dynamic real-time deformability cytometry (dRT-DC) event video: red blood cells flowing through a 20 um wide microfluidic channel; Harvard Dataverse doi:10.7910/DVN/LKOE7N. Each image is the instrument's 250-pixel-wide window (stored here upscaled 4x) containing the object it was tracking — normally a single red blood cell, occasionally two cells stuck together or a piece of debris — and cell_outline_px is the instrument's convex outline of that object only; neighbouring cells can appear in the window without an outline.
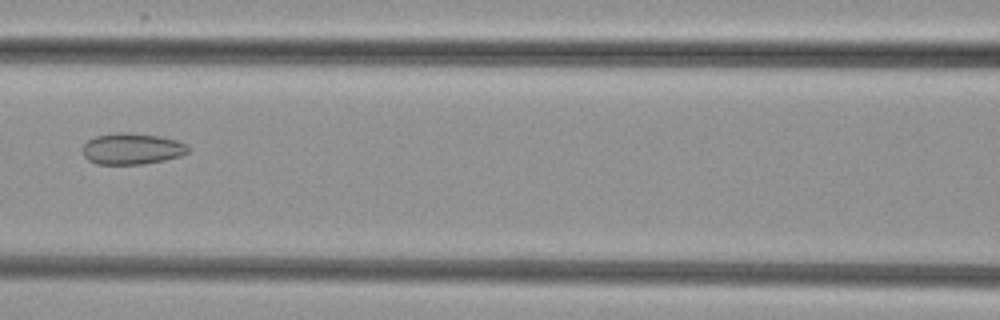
{"species": "common noctule bat (a hibernating species)", "species_latin": "Nyctalus noctula", "temperature_condition": "cold", "stored_images_in_passage": 5, "camera_frame_rate_fps": 3000, "um_per_image_px": 0.085, "animal": {"sex": "female", "body_mass_g": 29.2, "forearm_length_mm": 56.3}, "frame": {"image": 1, "passage_image": 4, "time_ms": 3.667, "image_size_px": [1000, 320], "cell_outline_px": [[192, 148], [188, 152], [180, 156], [164, 160], [144, 164], [96, 164], [88, 160], [84, 156], [84, 144], [88, 140], [96, 136], [116, 132], [124, 132], [160, 136], [176, 140], [188, 144]], "centroid_in_image_um": [11.25, 12.64], "position_along_channel_um": 155.3, "area_um2": 19.31}}
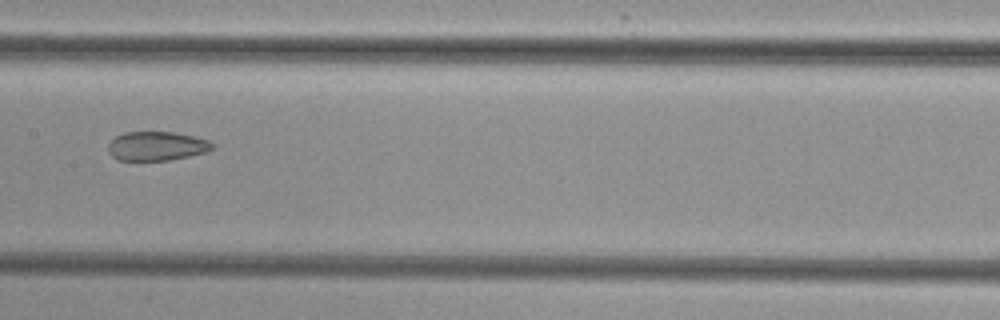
{"frame": {"image": 2, "passage_image": 5, "time_ms": 4.667, "image_size_px": [1000, 320], "cell_outline_px": [[212, 148], [204, 152], [188, 156], [168, 160], [116, 160], [108, 152], [108, 144], [116, 136], [124, 132], [176, 132], [208, 140], [212, 144]], "centroid_in_image_um": [13.26, 12.41], "position_along_channel_um": 194.1, "area_um2": 17.46}}